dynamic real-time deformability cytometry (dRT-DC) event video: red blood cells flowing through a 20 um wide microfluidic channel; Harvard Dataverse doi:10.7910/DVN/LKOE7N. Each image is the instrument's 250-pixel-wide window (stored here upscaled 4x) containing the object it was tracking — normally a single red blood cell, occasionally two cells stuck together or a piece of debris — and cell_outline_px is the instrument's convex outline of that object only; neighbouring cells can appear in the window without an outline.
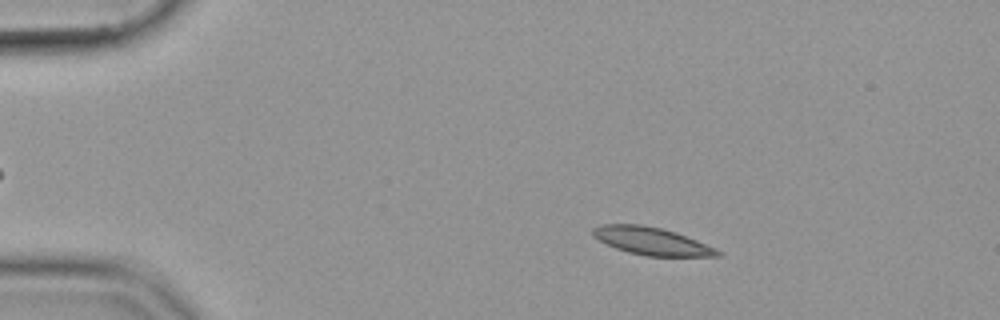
{"species": "common noctule bat (a hibernating species)", "species_latin": "Nyctalus noctula", "temperature_condition": "cold", "stored_images_in_passage": 55, "camera_frame_rate_fps": 3000, "um_per_image_px": 0.085, "animal": {"sex": "female", "body_mass_g": 19.9}, "frame": {"image": 1, "passage_image": 10, "time_ms": 3.0, "image_size_px": [1000, 320], "cell_outline_px": [[724, 252], [720, 256], [644, 256], [628, 252], [616, 248], [592, 236], [592, 228], [600, 224], [640, 224], [660, 228], [676, 232], [716, 248]], "centroid_in_image_um": [55.39, 20.49], "position_along_channel_um": 29.6, "area_um2": 20.06}}
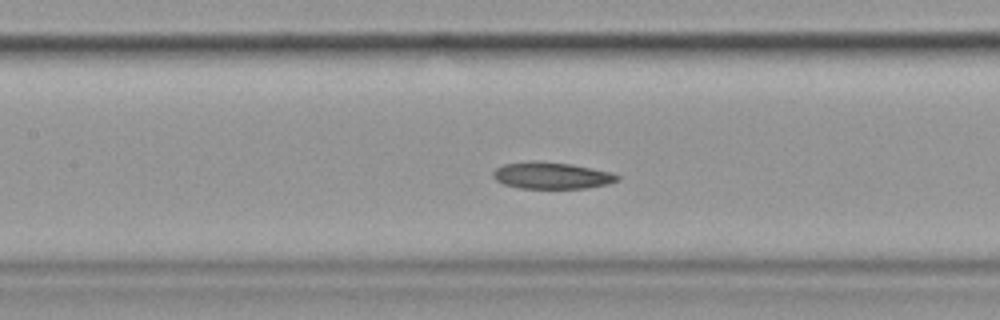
{"frame": {"image": 2, "passage_image": 26, "time_ms": 8.333, "image_size_px": [1000, 320], "cell_outline_px": [[620, 180], [608, 184], [584, 188], [520, 188], [504, 184], [496, 180], [492, 176], [492, 172], [496, 168], [504, 164], [536, 160], [540, 160], [572, 164], [612, 172], [620, 176]], "centroid_in_image_um": [46.9, 14.91], "position_along_channel_um": 160.5, "area_um2": 19.48}}
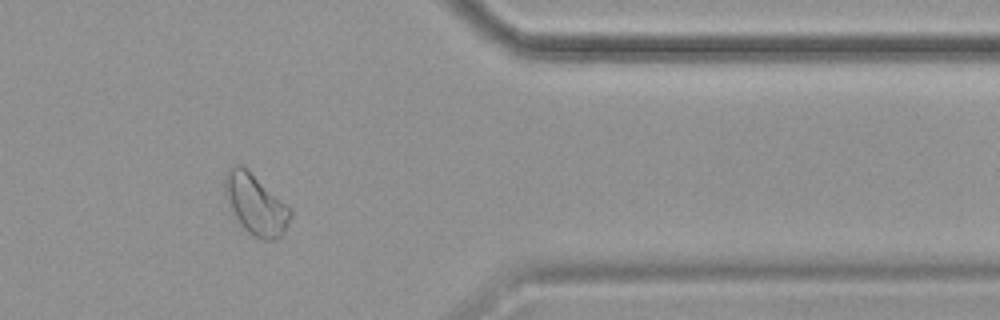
{"frame": {"image": 3, "passage_image": 46, "time_ms": 15.0, "image_size_px": [1000, 320], "cell_outline_px": [[292, 216], [284, 232], [276, 240], [264, 240], [248, 232], [240, 224], [232, 212], [224, 192], [224, 176], [228, 168], [236, 164], [240, 164], [248, 168], [292, 208]], "centroid_in_image_um": [21.74, 17.33], "position_along_channel_um": 389.7, "area_um2": 23.47}}